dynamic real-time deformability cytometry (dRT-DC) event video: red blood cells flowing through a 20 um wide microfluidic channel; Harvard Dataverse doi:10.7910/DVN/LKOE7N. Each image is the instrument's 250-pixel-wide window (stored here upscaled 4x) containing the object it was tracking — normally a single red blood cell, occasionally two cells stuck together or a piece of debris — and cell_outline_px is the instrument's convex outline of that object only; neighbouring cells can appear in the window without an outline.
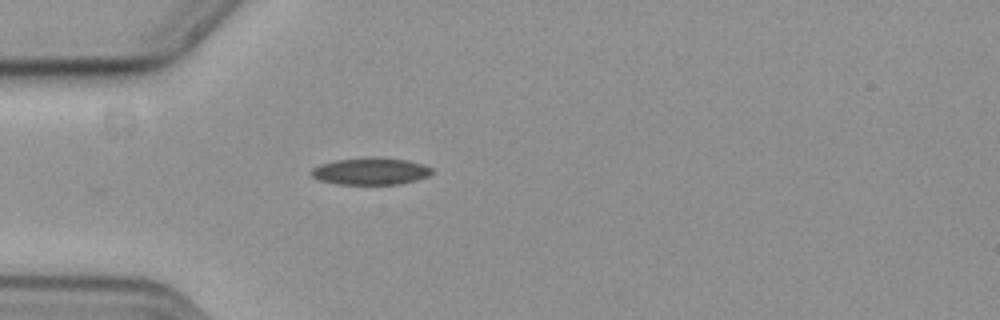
{"species": "common noctule bat (a hibernating species)", "species_latin": "Nyctalus noctula", "temperature_condition": "cold", "stored_images_in_passage": 41, "camera_frame_rate_fps": 3000, "um_per_image_px": 0.085, "animal": {"sex": "female", "body_mass_g": 19.3, "forearm_length_mm": 54.1}, "frame": {"image": 1, "passage_image": 1, "time_ms": 0.0, "image_size_px": [1000, 320], "cell_outline_px": [[432, 172], [428, 176], [416, 180], [400, 184], [340, 184], [320, 180], [312, 176], [312, 168], [320, 164], [336, 160], [380, 156], [408, 160], [424, 164], [432, 168]], "centroid_in_image_um": [31.55, 14.54], "position_along_channel_um": 53.5, "area_um2": 19.02}}
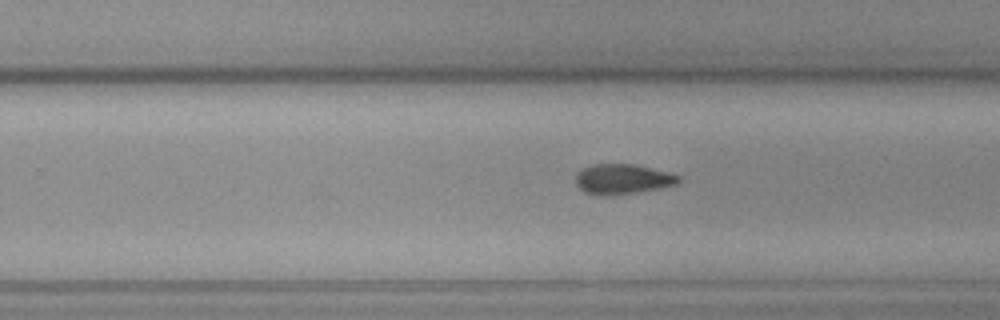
{"frame": {"image": 2, "passage_image": 20, "time_ms": 6.333, "image_size_px": [1000, 320], "cell_outline_px": [[680, 180], [676, 184], [660, 188], [636, 192], [584, 192], [576, 184], [576, 172], [592, 164], [636, 164], [672, 172], [680, 176]], "centroid_in_image_um": [52.99, 15.15], "position_along_channel_um": 276.8, "area_um2": 17.4}}
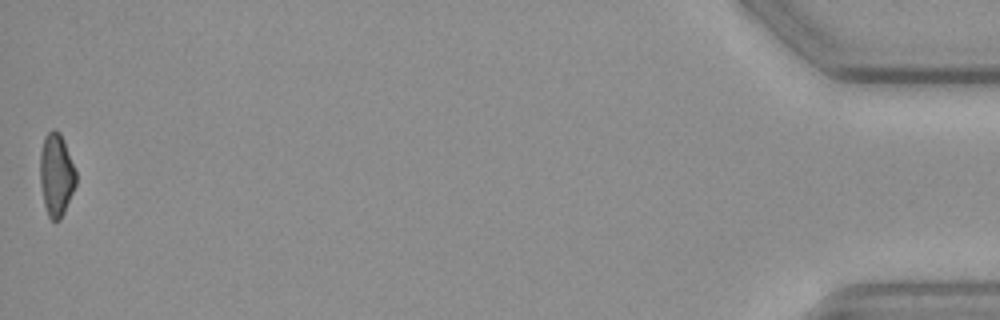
{"frame": {"image": 3, "passage_image": 41, "time_ms": 13.333, "image_size_px": [1000, 320], "cell_outline_px": [[76, 184], [64, 212], [60, 220], [52, 220], [48, 216], [44, 204], [40, 184], [40, 152], [44, 136], [52, 128], [56, 128], [60, 132], [64, 140], [76, 172]], "centroid_in_image_um": [4.77, 14.82], "position_along_channel_um": 430.4, "area_um2": 17.4}}